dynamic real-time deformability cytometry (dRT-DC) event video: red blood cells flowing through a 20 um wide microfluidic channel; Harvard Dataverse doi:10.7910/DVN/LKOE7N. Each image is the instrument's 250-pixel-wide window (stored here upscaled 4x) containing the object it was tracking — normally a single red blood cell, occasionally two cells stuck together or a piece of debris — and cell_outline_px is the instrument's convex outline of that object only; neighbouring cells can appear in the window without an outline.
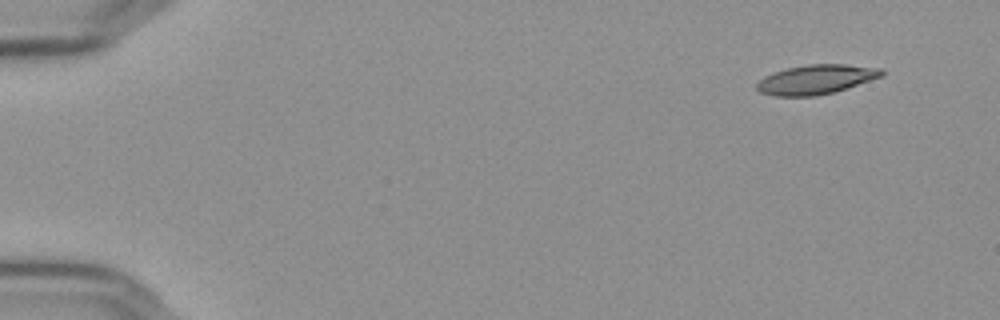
{"species": "Egyptian fruit bat (a non-hibernating species)", "species_latin": "Rousettus aegyptiacus", "temperature_condition": "cold", "stored_images_in_passage": 53, "camera_frame_rate_fps": 3000, "um_per_image_px": 0.085, "frame": {"image": 1, "passage_image": 1, "time_ms": 0.0, "image_size_px": [1000, 320], "cell_outline_px": [[884, 76], [832, 92], [816, 96], [772, 96], [760, 92], [756, 88], [756, 84], [764, 76], [788, 68], [808, 64], [844, 64], [884, 68]], "centroid_in_image_um": [69.38, 6.75], "position_along_channel_um": 15.6, "area_um2": 21.33}}
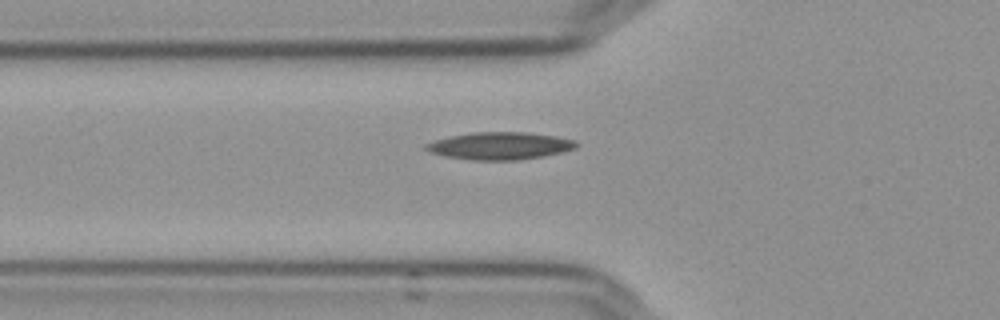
{"frame": {"image": 2, "passage_image": 17, "time_ms": 5.333, "image_size_px": [1000, 320], "cell_outline_px": [[580, 144], [576, 148], [564, 152], [544, 156], [516, 160], [472, 160], [444, 156], [428, 152], [424, 148], [424, 144], [436, 140], [452, 136], [472, 132], [524, 132], [556, 136], [576, 140]], "centroid_in_image_um": [42.52, 12.4], "position_along_channel_um": 83.3, "area_um2": 24.16}}
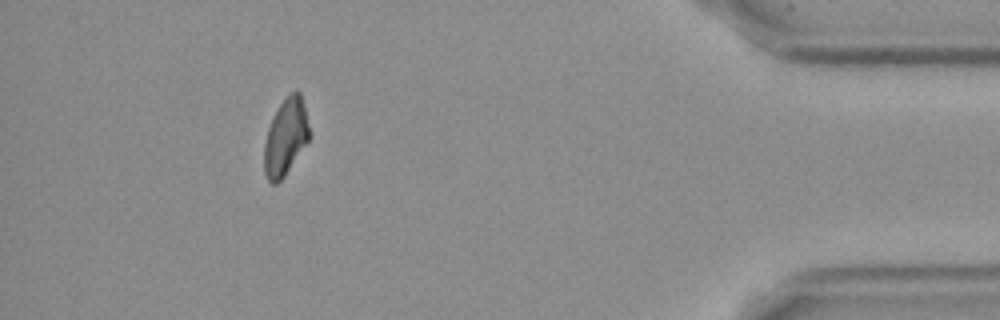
{"frame": {"image": 3, "passage_image": 48, "time_ms": 15.667, "image_size_px": [1000, 320], "cell_outline_px": [[308, 140], [284, 176], [276, 184], [272, 184], [268, 180], [264, 172], [264, 144], [268, 128], [284, 96], [296, 88], [300, 92], [308, 124]], "centroid_in_image_um": [24.25, 11.63], "position_along_channel_um": 410.9, "area_um2": 19.77}}